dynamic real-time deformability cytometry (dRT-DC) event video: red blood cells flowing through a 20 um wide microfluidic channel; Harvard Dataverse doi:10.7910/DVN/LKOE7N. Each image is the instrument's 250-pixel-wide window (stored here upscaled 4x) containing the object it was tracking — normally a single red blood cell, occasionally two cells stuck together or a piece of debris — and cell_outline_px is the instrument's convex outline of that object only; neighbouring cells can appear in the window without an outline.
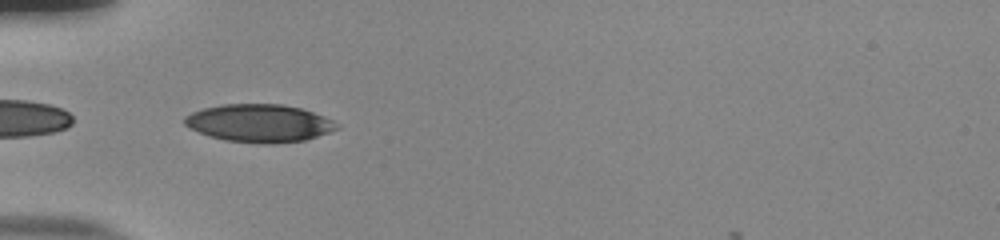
{"species": "human", "species_latin": "Homo sapiens", "temperature_condition": "room temperature", "stored_images_in_passage": 35, "camera_frame_rate_fps": 3000, "um_per_image_px": 0.085, "donor": {"sex": "male"}, "frame": {"image": 1, "passage_image": 1, "time_ms": 0.0, "image_size_px": [1000, 240], "cell_outline_px": [[340, 128], [304, 140], [272, 144], [260, 144], [224, 140], [208, 136], [184, 124], [184, 116], [192, 112], [204, 108], [220, 104], [284, 104], [300, 108], [324, 116], [340, 124]], "centroid_in_image_um": [22.04, 10.47], "position_along_channel_um": 63.0, "area_um2": 33.58}}
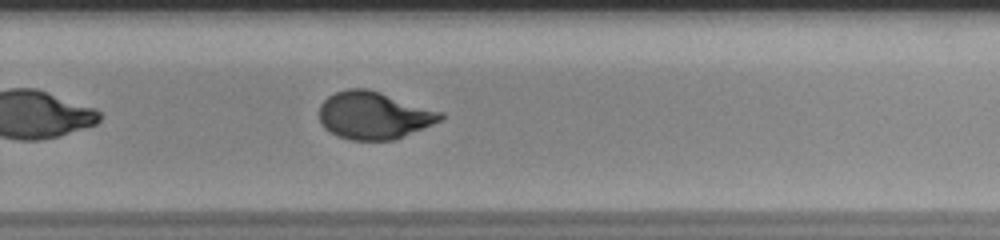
{"frame": {"image": 2, "passage_image": 20, "time_ms": 6.333, "image_size_px": [1000, 240], "cell_outline_px": [[444, 120], [396, 140], [352, 140], [336, 136], [324, 128], [320, 120], [320, 104], [328, 96], [336, 92], [348, 88], [368, 88], [444, 112]], "centroid_in_image_um": [31.81, 9.81], "position_along_channel_um": 298.0, "area_um2": 33.93}, "authors_computed_cell_mechanics": {"area_um2": 33.7552, "velocity_mm_per_s": 3.7963, "shape_relaxation_time_tau1_ms": 4.5693, "shape_relaxation_time_tau2_ms": null, "deformation_change_tau1": 0.1929, "deformation_change_tau2": null}}